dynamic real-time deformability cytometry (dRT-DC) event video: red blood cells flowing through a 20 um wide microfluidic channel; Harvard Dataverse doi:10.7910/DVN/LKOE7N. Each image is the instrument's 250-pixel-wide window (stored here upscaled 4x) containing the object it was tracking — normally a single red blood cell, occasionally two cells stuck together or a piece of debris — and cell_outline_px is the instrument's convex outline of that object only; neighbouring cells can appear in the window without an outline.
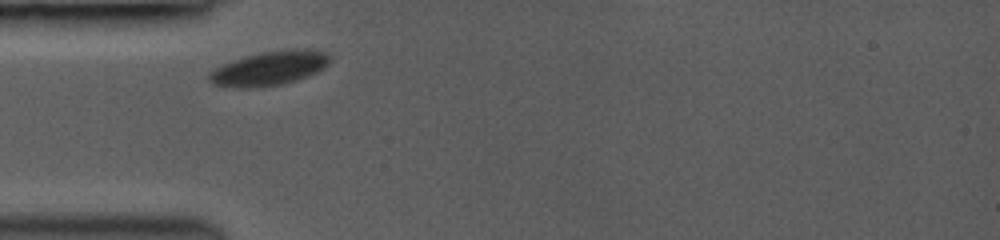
{"species": "common noctule bat (a hibernating species)", "species_latin": "Nyctalus noctula", "temperature_condition": "room temperature", "stored_images_in_passage": 3, "segment_of_instrument_passage": [1, 2], "camera_frame_rate_fps": 3000, "um_per_image_px": 0.085, "animal": {"sex": "female", "body_mass_g": 19.0, "forearm_length_mm": 53.3}, "frame": {"image": 1, "passage_image": 1, "time_ms": 0.0, "image_size_px": [1000, 240], "cell_outline_px": [[332, 60], [324, 68], [316, 72], [296, 80], [280, 84], [252, 88], [240, 88], [212, 84], [208, 80], [208, 72], [224, 64], [244, 56], [260, 52], [304, 48], [312, 48], [328, 52], [332, 56]], "centroid_in_image_um": [22.94, 5.79], "position_along_channel_um": 62.1, "area_um2": 24.22}}
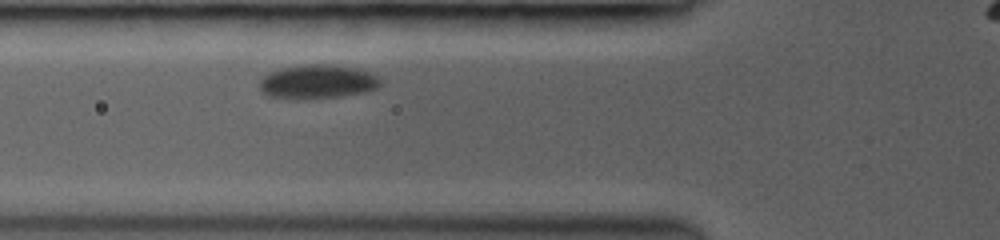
{"frame": {"image": 2, "passage_image": 2, "time_ms": 1.0, "image_size_px": [1000, 240], "cell_outline_px": [[380, 84], [376, 88], [364, 92], [340, 96], [296, 100], [268, 96], [260, 92], [260, 80], [268, 72], [280, 68], [312, 64], [324, 64], [356, 68], [372, 72], [380, 80]], "centroid_in_image_um": [26.94, 6.96], "position_along_channel_um": 98.9, "area_um2": 23.99}}